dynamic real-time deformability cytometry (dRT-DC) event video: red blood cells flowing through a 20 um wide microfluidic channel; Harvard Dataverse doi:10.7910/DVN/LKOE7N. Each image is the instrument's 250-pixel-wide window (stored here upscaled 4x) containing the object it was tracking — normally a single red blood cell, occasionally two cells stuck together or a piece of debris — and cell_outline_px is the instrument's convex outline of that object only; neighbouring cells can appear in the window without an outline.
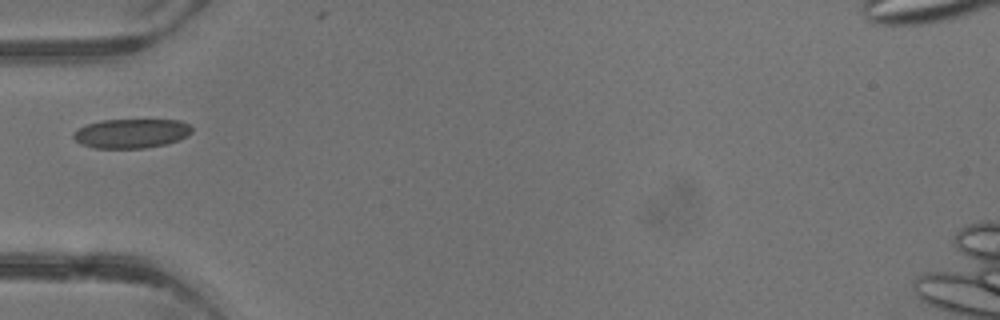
{"species": "common noctule bat (a hibernating species)", "species_latin": "Nyctalus noctula", "temperature_condition": "warm", "stored_images_in_passage": 2, "camera_frame_rate_fps": 3000, "um_per_image_px": 0.085, "animal": {"sex": "male", "body_mass_g": 13.3}, "frame": {"image": 1, "passage_image": 2, "time_ms": 2.0, "image_size_px": [1000, 320], "cell_outline_px": [[192, 132], [188, 136], [168, 144], [144, 148], [92, 148], [80, 144], [72, 136], [72, 132], [76, 128], [100, 120], [180, 120], [188, 124], [192, 128]], "centroid_in_image_um": [11.14, 11.34], "position_along_channel_um": 73.9, "area_um2": 20.46}}